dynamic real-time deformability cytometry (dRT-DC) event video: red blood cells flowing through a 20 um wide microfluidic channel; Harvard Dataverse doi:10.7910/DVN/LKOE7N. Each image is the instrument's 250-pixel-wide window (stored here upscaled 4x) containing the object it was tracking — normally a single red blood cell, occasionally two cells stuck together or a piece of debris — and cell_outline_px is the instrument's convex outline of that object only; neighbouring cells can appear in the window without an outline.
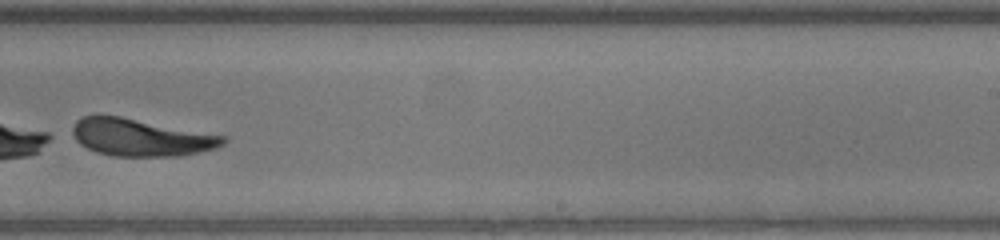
{"species": "human", "species_latin": "Homo sapiens", "temperature_condition": "warm", "stored_images_in_passage": 35, "segment_of_instrument_passage": [2, 2], "camera_frame_rate_fps": 3000, "um_per_image_px": 0.085, "donor": {"sex": "male"}, "frame": {"image": 1, "passage_image": 24, "time_ms": 7.667, "image_size_px": [1000, 240], "cell_outline_px": [[228, 140], [224, 144], [216, 148], [180, 156], [112, 156], [96, 152], [80, 144], [76, 140], [72, 132], [72, 128], [76, 120], [84, 116], [120, 116], [228, 136]], "centroid_in_image_um": [12.01, 11.68], "position_along_channel_um": 277.0, "area_um2": 32.77}}